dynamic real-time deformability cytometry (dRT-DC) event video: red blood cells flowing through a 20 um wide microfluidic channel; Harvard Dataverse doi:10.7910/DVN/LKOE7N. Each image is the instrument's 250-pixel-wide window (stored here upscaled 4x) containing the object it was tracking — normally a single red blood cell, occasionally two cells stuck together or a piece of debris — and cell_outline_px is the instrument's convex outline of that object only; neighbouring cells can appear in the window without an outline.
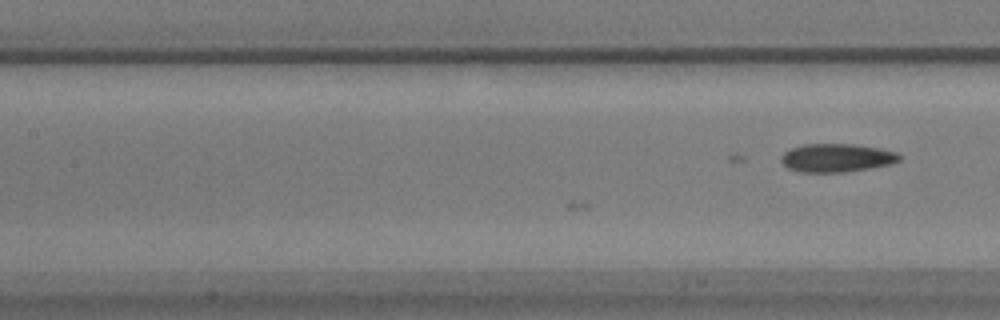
{"species": "common noctule bat (a hibernating species)", "species_latin": "Nyctalus noctula", "temperature_condition": "warm", "stored_images_in_passage": 18, "camera_frame_rate_fps": 3000, "um_per_image_px": 0.085, "animal": {"sex": "male", "body_mass_g": 17.9}, "frame": {"image": 1, "passage_image": 18, "time_ms": 5.667, "image_size_px": [1000, 320], "cell_outline_px": [[900, 160], [892, 164], [844, 172], [800, 172], [788, 168], [780, 160], [780, 156], [784, 152], [792, 148], [804, 144], [852, 144], [880, 148], [896, 152], [900, 156]], "centroid_in_image_um": [71.1, 13.41], "position_along_channel_um": 136.3, "area_um2": 19.48}}